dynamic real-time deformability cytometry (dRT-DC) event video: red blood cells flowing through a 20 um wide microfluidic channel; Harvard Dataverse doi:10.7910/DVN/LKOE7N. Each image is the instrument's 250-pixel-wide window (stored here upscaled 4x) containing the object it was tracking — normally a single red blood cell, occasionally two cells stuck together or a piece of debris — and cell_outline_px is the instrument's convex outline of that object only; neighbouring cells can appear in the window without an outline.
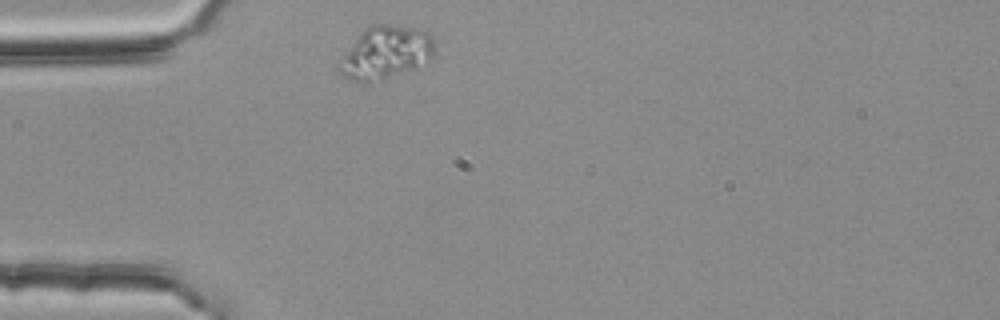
{"species": "common noctule bat (a hibernating species)", "species_latin": "Nyctalus noctula", "temperature_condition": "room temperature", "stored_images_in_passage": 44, "camera_frame_rate_fps": 3000, "um_per_image_px": 0.085, "animal": {"sex": "female", "body_mass_g": 25.1}, "frame": {"image": 1, "passage_image": 1, "time_ms": 0.0, "image_size_px": [1000, 320], "cell_outline_px": [[436, 48], [428, 64], [416, 68], [368, 80], [352, 80], [344, 76], [336, 68], [344, 56], [356, 40], [372, 24], [388, 24], [412, 28], [428, 32], [436, 40]], "centroid_in_image_um": [32.89, 4.43], "position_along_channel_um": 52.1, "area_um2": 28.26}}
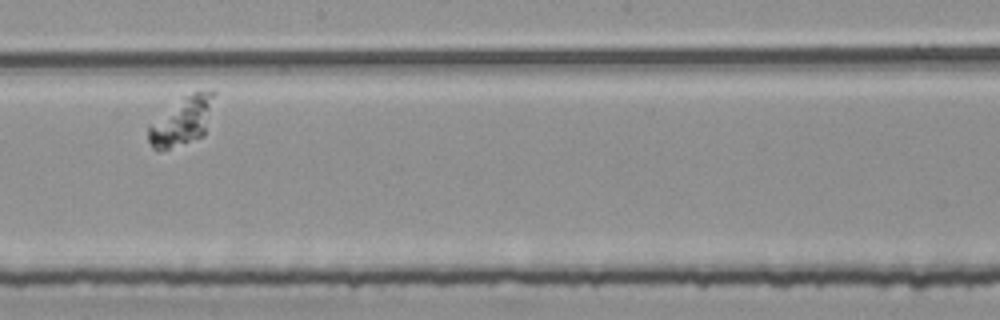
{"frame": {"image": 2, "passage_image": 18, "time_ms": 5.667, "image_size_px": [1000, 320], "cell_outline_px": [[216, 92], [204, 136], [160, 152], [156, 152], [152, 148], [148, 140], [148, 128], [184, 96], [192, 92]], "centroid_in_image_um": [15.48, 10.35], "position_along_channel_um": 232.7, "area_um2": 18.03}}
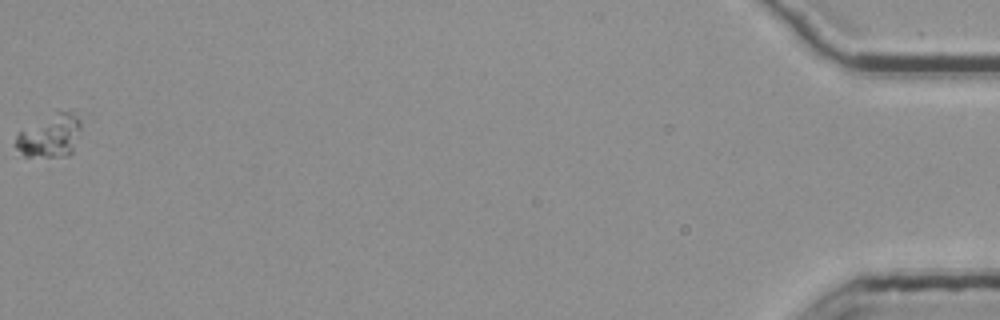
{"frame": {"image": 3, "passage_image": 44, "time_ms": 14.333, "image_size_px": [1000, 320], "cell_outline_px": [[88, 112], [72, 152], [68, 156], [24, 156], [12, 144], [16, 136], [20, 132], [56, 108], [76, 108]], "centroid_in_image_um": [4.41, 11.37], "position_along_channel_um": 430.8, "area_um2": 18.03}}